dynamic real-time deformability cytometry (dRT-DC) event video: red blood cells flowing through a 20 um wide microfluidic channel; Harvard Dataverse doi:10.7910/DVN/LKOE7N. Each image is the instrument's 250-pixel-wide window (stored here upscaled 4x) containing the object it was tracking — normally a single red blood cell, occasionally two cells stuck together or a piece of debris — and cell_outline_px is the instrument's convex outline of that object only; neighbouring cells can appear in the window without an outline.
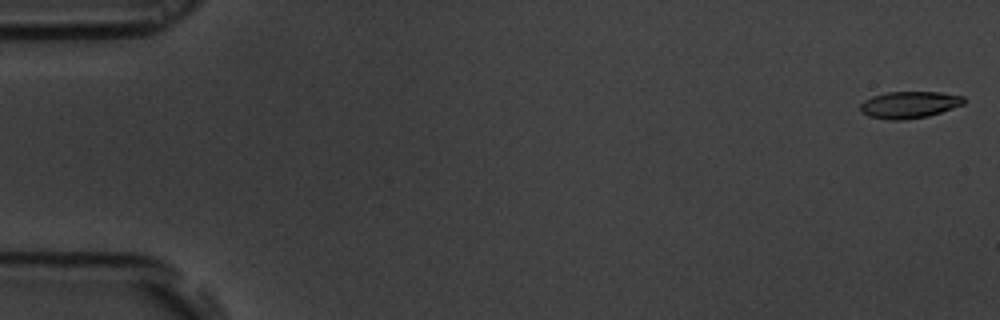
{"species": "common noctule bat (a hibernating species)", "species_latin": "Nyctalus noctula", "temperature_condition": "room temperature", "stored_images_in_passage": 56, "camera_frame_rate_fps": 3000, "um_per_image_px": 0.085, "animal": {"sex": "male", "body_mass_g": 19.5, "forearm_length_mm": 54.6}, "frame": {"image": 1, "passage_image": 1, "time_ms": 0.0, "image_size_px": [1000, 320], "cell_outline_px": [[964, 104], [928, 116], [904, 120], [892, 120], [868, 116], [860, 112], [860, 104], [864, 100], [872, 96], [888, 92], [940, 92], [964, 96]], "centroid_in_image_um": [77.26, 8.9], "position_along_channel_um": 7.7, "area_um2": 16.18}}
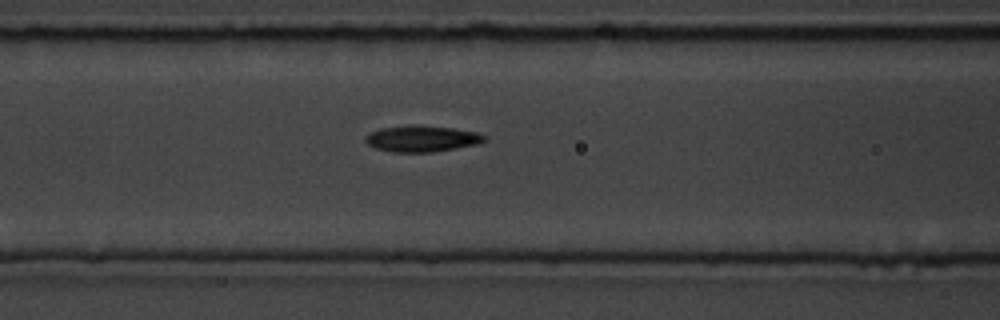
{"frame": {"image": 2, "passage_image": 23, "time_ms": 7.333, "image_size_px": [1000, 320], "cell_outline_px": [[488, 140], [480, 144], [432, 152], [392, 152], [376, 148], [368, 144], [364, 140], [368, 132], [380, 128], [412, 124], [416, 124], [452, 128], [476, 132], [484, 136]], "centroid_in_image_um": [35.84, 11.78], "position_along_channel_um": 130.8, "area_um2": 18.38}}
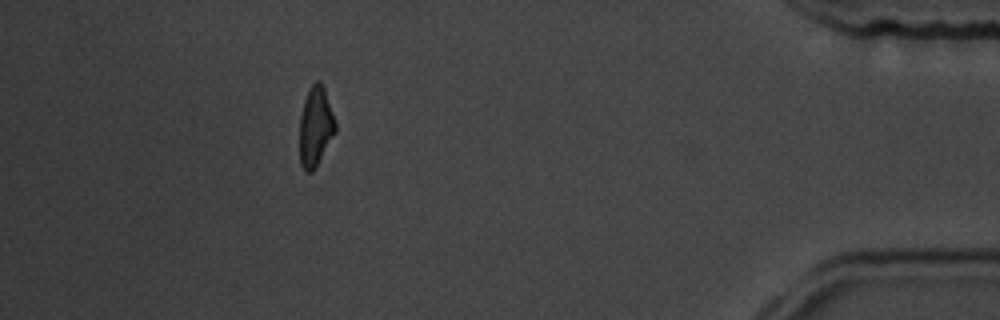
{"frame": {"image": 3, "passage_image": 50, "time_ms": 16.333, "image_size_px": [1000, 320], "cell_outline_px": [[336, 132], [316, 168], [312, 172], [304, 172], [300, 164], [300, 116], [304, 100], [308, 88], [316, 80], [320, 80], [324, 88], [336, 124]], "centroid_in_image_um": [26.81, 10.79], "position_along_channel_um": 408.4, "area_um2": 16.76}, "authors_computed_cell_mechanics": {"area_um2": 17.1955, "velocity_mm_per_s": 3.6799, "shape_relaxation_time_tau1_ms": 4.0133, "shape_relaxation_time_tau2_ms": 5.8498, "deformation_change_tau1": 0.1449, "deformation_change_tau2": 0.1372}}